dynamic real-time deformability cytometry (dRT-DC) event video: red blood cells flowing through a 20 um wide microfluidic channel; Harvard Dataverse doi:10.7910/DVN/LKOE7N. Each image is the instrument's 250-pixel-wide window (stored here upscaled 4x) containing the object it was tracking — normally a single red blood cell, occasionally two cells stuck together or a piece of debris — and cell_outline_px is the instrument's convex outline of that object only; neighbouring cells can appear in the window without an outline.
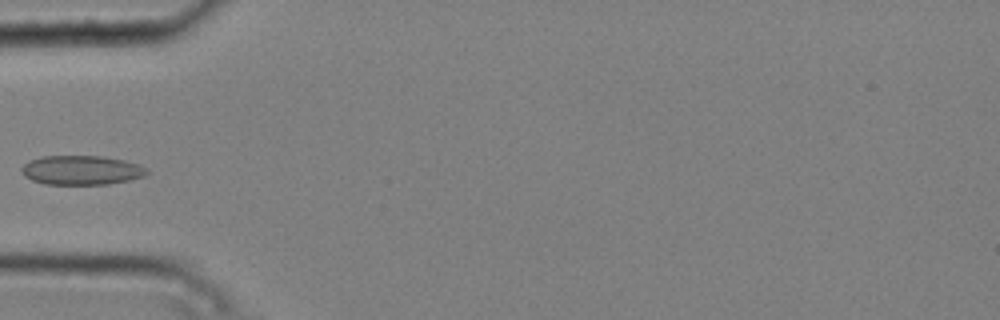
{"species": "common noctule bat (a hibernating species)", "species_latin": "Nyctalus noctula", "temperature_condition": "cold", "stored_images_in_passage": 5, "camera_frame_rate_fps": 3000, "um_per_image_px": 0.085, "animal": {"sex": "male", "body_mass_g": 20.4}, "frame": {"image": 1, "passage_image": 5, "time_ms": 1.333, "image_size_px": [1000, 320], "cell_outline_px": [[148, 172], [144, 176], [128, 180], [108, 184], [44, 184], [32, 180], [24, 176], [20, 168], [28, 160], [40, 156], [100, 156], [124, 160], [140, 164], [148, 168]], "centroid_in_image_um": [6.91, 14.46], "position_along_channel_um": 78.1, "area_um2": 21.5}}